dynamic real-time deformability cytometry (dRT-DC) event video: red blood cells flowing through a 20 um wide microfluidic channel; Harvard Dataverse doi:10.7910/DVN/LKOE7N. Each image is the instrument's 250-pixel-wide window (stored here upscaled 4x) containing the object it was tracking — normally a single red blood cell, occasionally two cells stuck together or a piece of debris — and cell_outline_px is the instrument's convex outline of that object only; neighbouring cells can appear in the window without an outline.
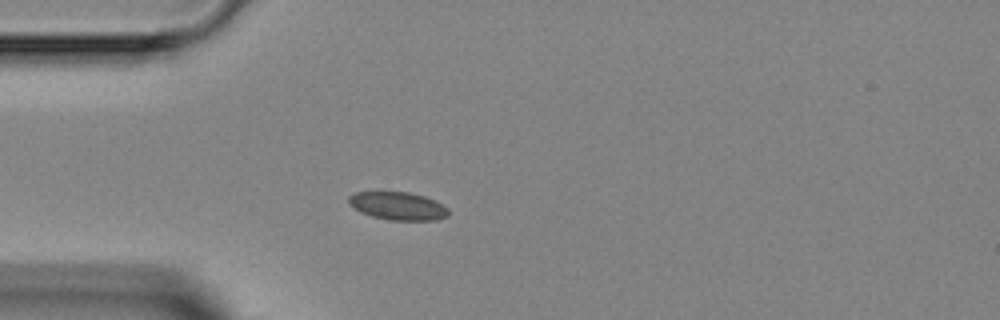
{"species": "Egyptian fruit bat (a non-hibernating species)", "species_latin": "Rousettus aegyptiacus", "temperature_condition": "room temperature", "stored_images_in_passage": 3, "camera_frame_rate_fps": 3000, "um_per_image_px": 0.085, "animal": {"sex": "female"}, "frame": {"image": 1, "passage_image": 3, "time_ms": 2.333, "image_size_px": [1000, 320], "cell_outline_px": [[448, 216], [436, 220], [388, 220], [372, 216], [360, 212], [348, 204], [348, 196], [356, 192], [408, 192], [424, 196], [436, 200], [448, 208]], "centroid_in_image_um": [33.82, 17.51], "position_along_channel_um": 51.2, "area_um2": 16.36}}